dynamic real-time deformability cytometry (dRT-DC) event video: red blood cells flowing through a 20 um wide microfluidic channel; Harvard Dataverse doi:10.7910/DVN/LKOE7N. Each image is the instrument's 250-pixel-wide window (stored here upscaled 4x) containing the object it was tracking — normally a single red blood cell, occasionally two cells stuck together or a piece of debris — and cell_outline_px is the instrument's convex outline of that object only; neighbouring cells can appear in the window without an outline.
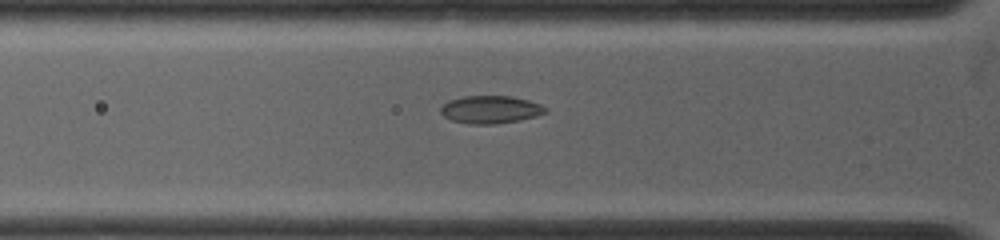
{"species": "common noctule bat (a hibernating species)", "species_latin": "Nyctalus noctula", "temperature_condition": "warm", "stored_images_in_passage": 8, "camera_frame_rate_fps": 5000, "um_per_image_px": 0.085, "animal": {"sex": "female", "body_mass_g": 19.0, "forearm_length_mm": 53.3}, "frame": {"image": 1, "passage_image": 5, "time_ms": 0.8, "image_size_px": [1000, 240], "cell_outline_px": [[548, 112], [536, 116], [520, 120], [496, 124], [468, 124], [452, 120], [444, 116], [440, 112], [440, 108], [448, 100], [464, 96], [492, 92], [500, 92], [520, 96], [540, 104], [548, 108]], "centroid_in_image_um": [41.75, 9.24], "position_along_channel_um": 84.1, "area_um2": 18.15}}
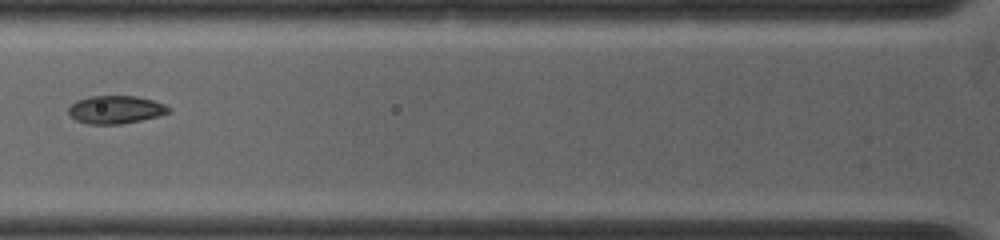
{"frame": {"image": 2, "passage_image": 6, "time_ms": 1.0, "image_size_px": [1000, 240], "cell_outline_px": [[172, 112], [140, 120], [120, 124], [88, 124], [76, 120], [68, 116], [68, 108], [76, 100], [100, 92], [128, 92], [164, 104], [172, 108]], "centroid_in_image_um": [9.8, 9.22], "position_along_channel_um": 116.0, "area_um2": 17.63}}
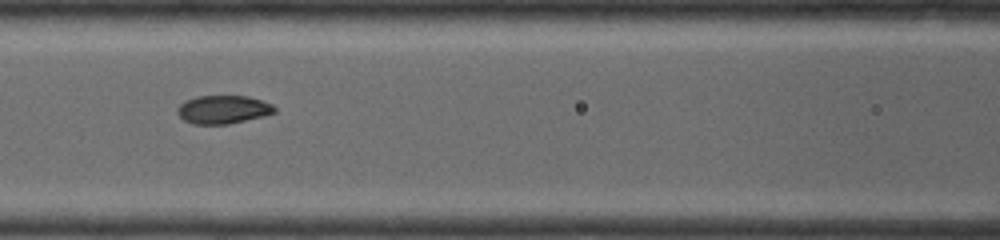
{"frame": {"image": 3, "passage_image": 7, "time_ms": 1.2, "image_size_px": [1000, 240], "cell_outline_px": [[276, 112], [264, 116], [228, 124], [192, 124], [184, 120], [176, 112], [176, 108], [184, 100], [196, 96], [248, 96], [264, 100], [272, 104], [276, 108]], "centroid_in_image_um": [18.96, 9.3], "position_along_channel_um": 147.6, "area_um2": 16.24}}